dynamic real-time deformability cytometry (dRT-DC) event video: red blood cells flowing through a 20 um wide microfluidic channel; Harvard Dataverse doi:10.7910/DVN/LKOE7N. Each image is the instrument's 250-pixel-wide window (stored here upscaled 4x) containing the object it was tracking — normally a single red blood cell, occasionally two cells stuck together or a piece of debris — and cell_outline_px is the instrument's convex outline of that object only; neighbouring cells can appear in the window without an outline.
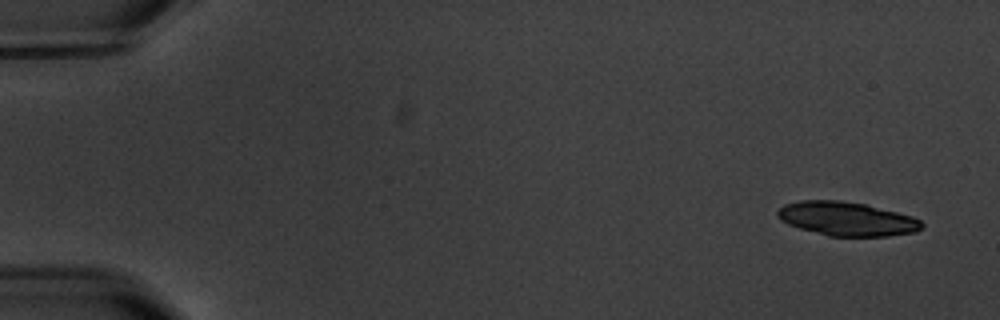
{"species": "common noctule bat (a hibernating species)", "species_latin": "Nyctalus noctula", "temperature_condition": "warm", "stored_images_in_passage": 6, "camera_frame_rate_fps": 3000, "um_per_image_px": 0.085, "animal": {"sex": "male", "body_mass_g": 20.1, "forearm_length_mm": 53.5}, "frame": {"image": 1, "passage_image": 1, "time_ms": 0.0, "image_size_px": [1000, 320], "cell_outline_px": [[924, 228], [916, 232], [888, 236], [828, 236], [800, 228], [788, 224], [780, 220], [776, 216], [776, 212], [784, 204], [800, 200], [840, 200], [864, 204], [912, 216], [920, 220], [924, 224]], "centroid_in_image_um": [71.97, 18.6], "position_along_channel_um": 13.0, "area_um2": 28.55}}